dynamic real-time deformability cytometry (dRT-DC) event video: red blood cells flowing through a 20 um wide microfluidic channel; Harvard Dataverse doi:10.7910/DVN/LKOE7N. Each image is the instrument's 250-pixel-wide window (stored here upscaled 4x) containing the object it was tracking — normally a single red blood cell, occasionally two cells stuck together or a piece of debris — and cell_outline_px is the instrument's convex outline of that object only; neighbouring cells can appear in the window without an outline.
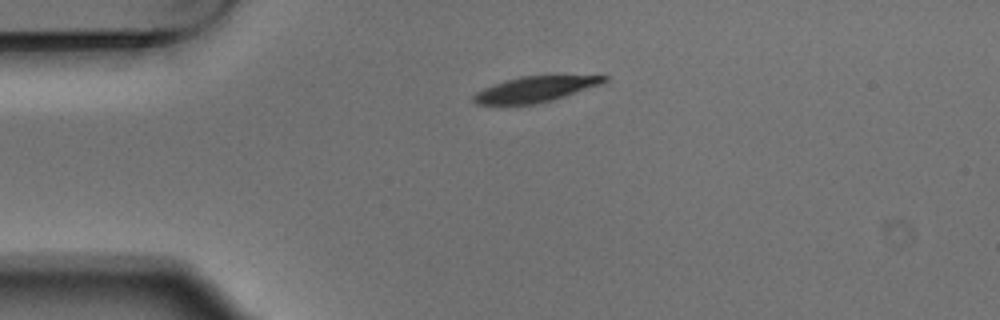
{"species": "Egyptian fruit bat (a non-hibernating species)", "species_latin": "Rousettus aegyptiacus", "temperature_condition": "warm", "stored_images_in_passage": 3, "camera_frame_rate_fps": 3000, "um_per_image_px": 0.085, "animal": {"sex": "male"}, "frame": {"image": 1, "passage_image": 1, "time_ms": 0.0, "image_size_px": [1000, 320], "cell_outline_px": [[608, 80], [600, 84], [552, 100], [536, 104], [476, 104], [472, 100], [472, 96], [476, 92], [484, 88], [504, 80], [520, 76], [604, 72], [608, 76]], "centroid_in_image_um": [45.66, 7.51], "position_along_channel_um": 39.3, "area_um2": 20.35}}
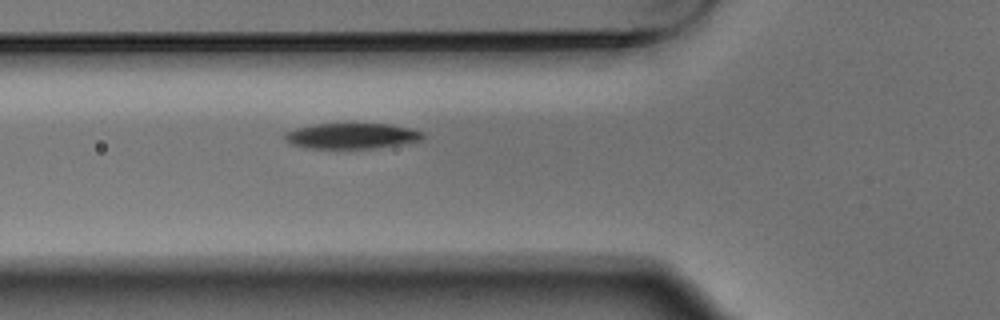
{"frame": {"image": 2, "passage_image": 3, "time_ms": 0.667, "image_size_px": [1000, 320], "cell_outline_px": [[424, 136], [420, 140], [404, 144], [376, 148], [304, 148], [288, 144], [284, 140], [284, 132], [296, 128], [316, 124], [352, 120], [392, 124], [424, 132]], "centroid_in_image_um": [29.86, 11.5], "position_along_channel_um": 95.9, "area_um2": 21.85}}